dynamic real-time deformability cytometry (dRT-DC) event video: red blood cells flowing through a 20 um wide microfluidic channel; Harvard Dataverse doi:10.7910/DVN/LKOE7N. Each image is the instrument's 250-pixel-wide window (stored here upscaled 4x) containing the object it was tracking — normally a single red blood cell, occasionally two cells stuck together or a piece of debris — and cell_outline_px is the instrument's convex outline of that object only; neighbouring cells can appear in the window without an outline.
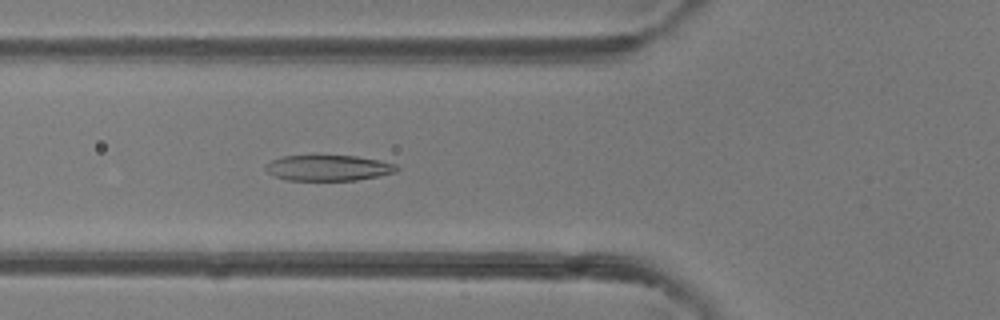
{"species": "common noctule bat (a hibernating species)", "species_latin": "Nyctalus noctula", "temperature_condition": "room temperature", "stored_images_in_passage": 49, "camera_frame_rate_fps": 3000, "um_per_image_px": 0.085, "animal": {"sex": "female"}, "frame": {"image": 1, "passage_image": 18, "time_ms": 5.667, "image_size_px": [1000, 320], "cell_outline_px": [[400, 168], [396, 172], [380, 176], [356, 180], [288, 180], [276, 176], [268, 172], [264, 168], [264, 164], [272, 160], [284, 156], [356, 156], [380, 160], [396, 164]], "centroid_in_image_um": [27.94, 14.27], "position_along_channel_um": 97.9, "area_um2": 19.59}}
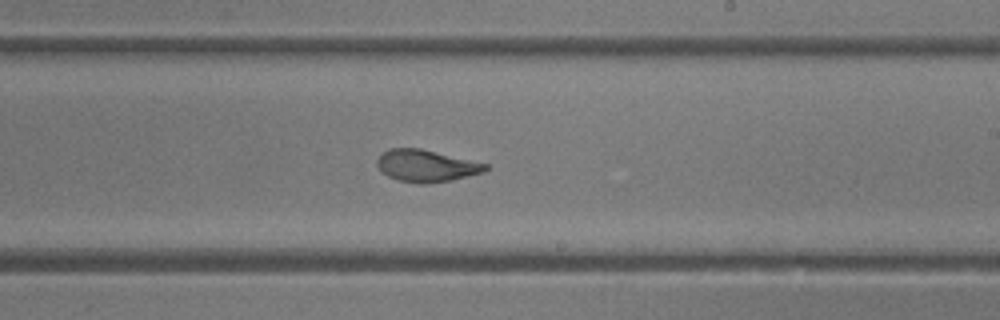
{"frame": {"image": 2, "passage_image": 29, "time_ms": 9.333, "image_size_px": [1000, 320], "cell_outline_px": [[488, 168], [484, 172], [452, 180], [428, 184], [416, 184], [396, 180], [388, 176], [376, 164], [376, 160], [388, 148], [420, 148], [488, 164]], "centroid_in_image_um": [36.23, 14.1], "position_along_channel_um": 252.8, "area_um2": 20.23}}
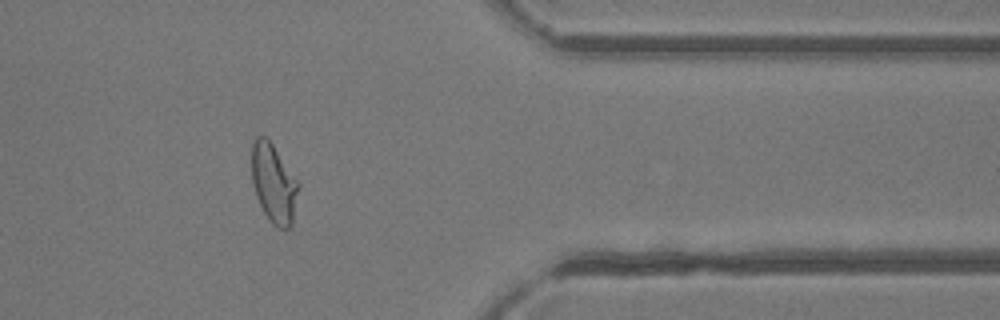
{"frame": {"image": 3, "passage_image": 40, "time_ms": 13.0, "image_size_px": [1000, 320], "cell_outline_px": [[300, 184], [292, 224], [288, 228], [276, 228], [268, 220], [256, 196], [252, 184], [252, 140], [256, 136], [264, 136], [272, 144]], "centroid_in_image_um": [23.26, 15.61], "position_along_channel_um": 388.1, "area_um2": 21.44}, "authors_computed_cell_mechanics": {"area_um2": 21.6172, "velocity_mm_per_s": 4.2137, "shape_relaxation_time_tau1_ms": 3.7764, "shape_relaxation_time_tau2_ms": 0.9718, "deformation_change_tau1": 0.1835, "deformation_change_tau2": 0.0835}}